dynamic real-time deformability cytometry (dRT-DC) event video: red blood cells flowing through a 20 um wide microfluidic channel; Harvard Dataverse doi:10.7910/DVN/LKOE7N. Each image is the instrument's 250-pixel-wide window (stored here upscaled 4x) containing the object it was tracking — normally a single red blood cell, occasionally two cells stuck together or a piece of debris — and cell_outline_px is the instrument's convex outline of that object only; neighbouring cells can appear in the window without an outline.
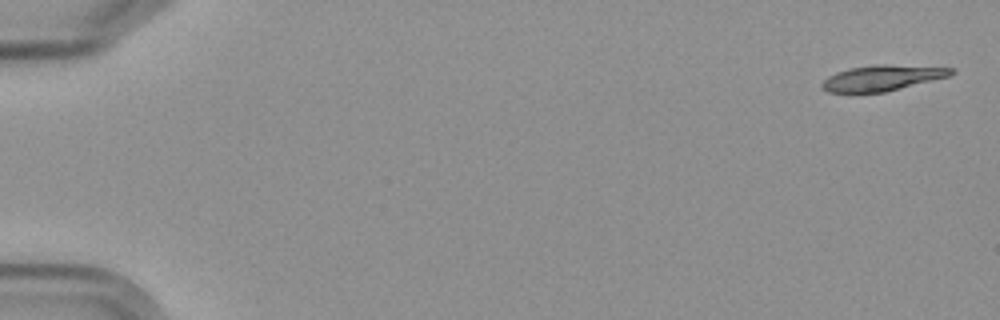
{"species": "Egyptian fruit bat (a non-hibernating species)", "species_latin": "Rousettus aegyptiacus", "temperature_condition": "cold", "stored_images_in_passage": 5, "camera_frame_rate_fps": 3000, "um_per_image_px": 0.085, "frame": {"image": 1, "passage_image": 1, "time_ms": 0.0, "image_size_px": [1000, 320], "cell_outline_px": [[956, 72], [948, 76], [884, 92], [852, 96], [828, 92], [820, 88], [820, 84], [828, 76], [836, 72], [848, 68], [876, 64], [884, 64], [956, 68]], "centroid_in_image_um": [74.86, 6.67], "position_along_channel_um": 10.1, "area_um2": 20.0}}